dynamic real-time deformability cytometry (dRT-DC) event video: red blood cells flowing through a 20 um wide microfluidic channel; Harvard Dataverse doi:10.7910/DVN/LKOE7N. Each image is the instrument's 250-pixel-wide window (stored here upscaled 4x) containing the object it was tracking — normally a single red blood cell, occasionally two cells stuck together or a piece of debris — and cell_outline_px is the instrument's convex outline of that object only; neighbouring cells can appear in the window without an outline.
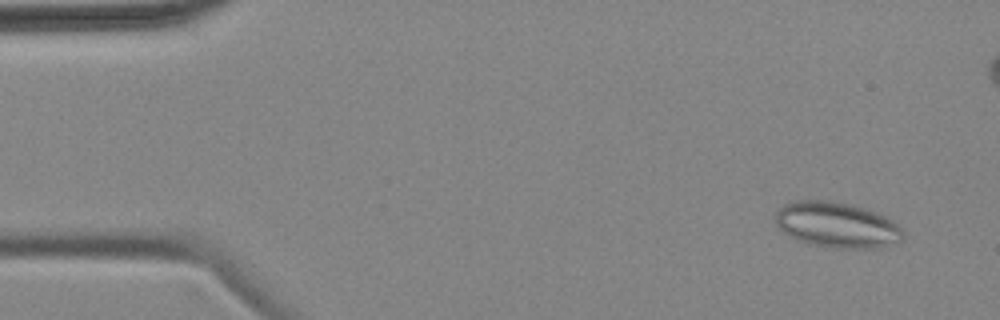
{"species": "common noctule bat (a hibernating species)", "species_latin": "Nyctalus noctula", "temperature_condition": "cold", "stored_images_in_passage": 5, "camera_frame_rate_fps": 3000, "um_per_image_px": 0.085, "animal": {"sex": "female", "body_mass_g": 18.4}, "frame": {"image": 1, "passage_image": 1, "time_ms": 0.0, "image_size_px": [1000, 320], "cell_outline_px": [[904, 240], [880, 248], [836, 248], [808, 244], [796, 240], [784, 232], [776, 224], [776, 212], [784, 204], [796, 200], [824, 200], [864, 208], [876, 212], [892, 220], [900, 228], [904, 236]], "centroid_in_image_um": [71.13, 19.14], "position_along_channel_um": 13.9, "area_um2": 33.76}}